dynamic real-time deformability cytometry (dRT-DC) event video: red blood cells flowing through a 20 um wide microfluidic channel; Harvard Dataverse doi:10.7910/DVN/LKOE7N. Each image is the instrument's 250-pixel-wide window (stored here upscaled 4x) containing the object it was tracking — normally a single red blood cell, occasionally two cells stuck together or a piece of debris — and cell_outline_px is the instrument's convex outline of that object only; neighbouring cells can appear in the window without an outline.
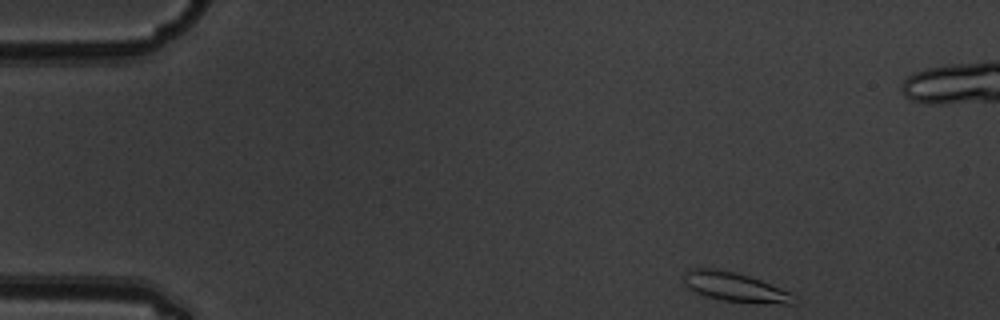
{"species": "common noctule bat (a hibernating species)", "species_latin": "Nyctalus noctula", "temperature_condition": "warm", "stored_images_in_passage": 4, "camera_frame_rate_fps": 3000, "um_per_image_px": 0.085, "animal": {"sex": "male", "body_mass_g": 19.5, "forearm_length_mm": 54.6}, "frame": {"image": 1, "passage_image": 1, "time_ms": 0.0, "image_size_px": [1000, 320], "cell_outline_px": [[796, 304], [752, 304], [724, 300], [704, 296], [688, 288], [684, 284], [684, 272], [692, 268], [716, 268], [736, 272], [760, 280], [780, 288], [796, 296]], "centroid_in_image_um": [62.48, 24.42], "position_along_channel_um": 22.5, "area_um2": 19.07}}